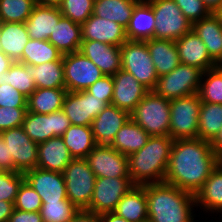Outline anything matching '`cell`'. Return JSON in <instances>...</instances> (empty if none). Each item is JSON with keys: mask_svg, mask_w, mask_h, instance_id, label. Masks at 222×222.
<instances>
[{"mask_svg": "<svg viewBox=\"0 0 222 222\" xmlns=\"http://www.w3.org/2000/svg\"><path fill=\"white\" fill-rule=\"evenodd\" d=\"M220 161L208 141L174 140L164 182L195 195Z\"/></svg>", "mask_w": 222, "mask_h": 222, "instance_id": "obj_1", "label": "cell"}, {"mask_svg": "<svg viewBox=\"0 0 222 222\" xmlns=\"http://www.w3.org/2000/svg\"><path fill=\"white\" fill-rule=\"evenodd\" d=\"M144 189L148 222H196L194 194L166 182L145 184Z\"/></svg>", "mask_w": 222, "mask_h": 222, "instance_id": "obj_2", "label": "cell"}, {"mask_svg": "<svg viewBox=\"0 0 222 222\" xmlns=\"http://www.w3.org/2000/svg\"><path fill=\"white\" fill-rule=\"evenodd\" d=\"M173 142L169 135L150 136L139 151L128 156L129 175L135 185L164 182Z\"/></svg>", "mask_w": 222, "mask_h": 222, "instance_id": "obj_3", "label": "cell"}, {"mask_svg": "<svg viewBox=\"0 0 222 222\" xmlns=\"http://www.w3.org/2000/svg\"><path fill=\"white\" fill-rule=\"evenodd\" d=\"M130 118L150 136L169 135L170 100L149 91L130 113Z\"/></svg>", "mask_w": 222, "mask_h": 222, "instance_id": "obj_4", "label": "cell"}, {"mask_svg": "<svg viewBox=\"0 0 222 222\" xmlns=\"http://www.w3.org/2000/svg\"><path fill=\"white\" fill-rule=\"evenodd\" d=\"M121 69L131 73L144 87L153 91L159 76L145 41L126 40L121 46Z\"/></svg>", "mask_w": 222, "mask_h": 222, "instance_id": "obj_5", "label": "cell"}, {"mask_svg": "<svg viewBox=\"0 0 222 222\" xmlns=\"http://www.w3.org/2000/svg\"><path fill=\"white\" fill-rule=\"evenodd\" d=\"M69 201L79 210L90 206L96 175L91 170L86 158L73 159L62 172Z\"/></svg>", "mask_w": 222, "mask_h": 222, "instance_id": "obj_6", "label": "cell"}, {"mask_svg": "<svg viewBox=\"0 0 222 222\" xmlns=\"http://www.w3.org/2000/svg\"><path fill=\"white\" fill-rule=\"evenodd\" d=\"M200 105L198 93L170 100L169 136L173 140L197 138Z\"/></svg>", "mask_w": 222, "mask_h": 222, "instance_id": "obj_7", "label": "cell"}, {"mask_svg": "<svg viewBox=\"0 0 222 222\" xmlns=\"http://www.w3.org/2000/svg\"><path fill=\"white\" fill-rule=\"evenodd\" d=\"M202 74L201 69L180 63L170 73L159 76L153 91L168 100L198 93Z\"/></svg>", "mask_w": 222, "mask_h": 222, "instance_id": "obj_8", "label": "cell"}, {"mask_svg": "<svg viewBox=\"0 0 222 222\" xmlns=\"http://www.w3.org/2000/svg\"><path fill=\"white\" fill-rule=\"evenodd\" d=\"M154 11V38L176 41L192 30V23L184 16L174 0H147Z\"/></svg>", "mask_w": 222, "mask_h": 222, "instance_id": "obj_9", "label": "cell"}, {"mask_svg": "<svg viewBox=\"0 0 222 222\" xmlns=\"http://www.w3.org/2000/svg\"><path fill=\"white\" fill-rule=\"evenodd\" d=\"M65 88L69 92L86 90L104 77L101 70L79 51L63 55Z\"/></svg>", "mask_w": 222, "mask_h": 222, "instance_id": "obj_10", "label": "cell"}, {"mask_svg": "<svg viewBox=\"0 0 222 222\" xmlns=\"http://www.w3.org/2000/svg\"><path fill=\"white\" fill-rule=\"evenodd\" d=\"M134 186L130 177L96 178L90 206L86 211L96 214L113 212L121 198Z\"/></svg>", "mask_w": 222, "mask_h": 222, "instance_id": "obj_11", "label": "cell"}, {"mask_svg": "<svg viewBox=\"0 0 222 222\" xmlns=\"http://www.w3.org/2000/svg\"><path fill=\"white\" fill-rule=\"evenodd\" d=\"M8 150V158H13L15 172L25 173L37 167L38 144L25 132L22 126L1 132Z\"/></svg>", "mask_w": 222, "mask_h": 222, "instance_id": "obj_12", "label": "cell"}, {"mask_svg": "<svg viewBox=\"0 0 222 222\" xmlns=\"http://www.w3.org/2000/svg\"><path fill=\"white\" fill-rule=\"evenodd\" d=\"M71 125L63 110L49 114L26 112L22 127L24 132L37 144L53 137H62Z\"/></svg>", "mask_w": 222, "mask_h": 222, "instance_id": "obj_13", "label": "cell"}, {"mask_svg": "<svg viewBox=\"0 0 222 222\" xmlns=\"http://www.w3.org/2000/svg\"><path fill=\"white\" fill-rule=\"evenodd\" d=\"M108 104L92 96L86 90L67 92L62 110L70 120L71 125L91 126L93 119L99 115Z\"/></svg>", "mask_w": 222, "mask_h": 222, "instance_id": "obj_14", "label": "cell"}, {"mask_svg": "<svg viewBox=\"0 0 222 222\" xmlns=\"http://www.w3.org/2000/svg\"><path fill=\"white\" fill-rule=\"evenodd\" d=\"M86 159L96 178L130 177L128 157L110 145H96Z\"/></svg>", "mask_w": 222, "mask_h": 222, "instance_id": "obj_15", "label": "cell"}, {"mask_svg": "<svg viewBox=\"0 0 222 222\" xmlns=\"http://www.w3.org/2000/svg\"><path fill=\"white\" fill-rule=\"evenodd\" d=\"M25 181L39 194L42 202H58L67 198L63 174L34 168L24 173Z\"/></svg>", "mask_w": 222, "mask_h": 222, "instance_id": "obj_16", "label": "cell"}, {"mask_svg": "<svg viewBox=\"0 0 222 222\" xmlns=\"http://www.w3.org/2000/svg\"><path fill=\"white\" fill-rule=\"evenodd\" d=\"M114 92L111 101L117 108L131 113L149 90L123 69L113 76Z\"/></svg>", "mask_w": 222, "mask_h": 222, "instance_id": "obj_17", "label": "cell"}, {"mask_svg": "<svg viewBox=\"0 0 222 222\" xmlns=\"http://www.w3.org/2000/svg\"><path fill=\"white\" fill-rule=\"evenodd\" d=\"M82 41H99L121 46L127 39L126 28L111 20L91 15L81 24Z\"/></svg>", "mask_w": 222, "mask_h": 222, "instance_id": "obj_18", "label": "cell"}, {"mask_svg": "<svg viewBox=\"0 0 222 222\" xmlns=\"http://www.w3.org/2000/svg\"><path fill=\"white\" fill-rule=\"evenodd\" d=\"M130 119V113L109 104L97 115L92 123L91 130L96 145H110L116 133Z\"/></svg>", "mask_w": 222, "mask_h": 222, "instance_id": "obj_19", "label": "cell"}, {"mask_svg": "<svg viewBox=\"0 0 222 222\" xmlns=\"http://www.w3.org/2000/svg\"><path fill=\"white\" fill-rule=\"evenodd\" d=\"M79 52L91 60L104 76H113L121 70L120 46L99 41H82Z\"/></svg>", "mask_w": 222, "mask_h": 222, "instance_id": "obj_20", "label": "cell"}, {"mask_svg": "<svg viewBox=\"0 0 222 222\" xmlns=\"http://www.w3.org/2000/svg\"><path fill=\"white\" fill-rule=\"evenodd\" d=\"M181 64L197 67L203 72L216 67L205 44L191 30L175 41Z\"/></svg>", "mask_w": 222, "mask_h": 222, "instance_id": "obj_21", "label": "cell"}, {"mask_svg": "<svg viewBox=\"0 0 222 222\" xmlns=\"http://www.w3.org/2000/svg\"><path fill=\"white\" fill-rule=\"evenodd\" d=\"M196 209L210 214L222 211V160L211 171L202 187L195 193Z\"/></svg>", "mask_w": 222, "mask_h": 222, "instance_id": "obj_22", "label": "cell"}, {"mask_svg": "<svg viewBox=\"0 0 222 222\" xmlns=\"http://www.w3.org/2000/svg\"><path fill=\"white\" fill-rule=\"evenodd\" d=\"M72 160L62 137H53L38 144L37 168L62 173Z\"/></svg>", "mask_w": 222, "mask_h": 222, "instance_id": "obj_23", "label": "cell"}, {"mask_svg": "<svg viewBox=\"0 0 222 222\" xmlns=\"http://www.w3.org/2000/svg\"><path fill=\"white\" fill-rule=\"evenodd\" d=\"M62 14L59 7L36 5L24 23L30 39L48 40Z\"/></svg>", "mask_w": 222, "mask_h": 222, "instance_id": "obj_24", "label": "cell"}, {"mask_svg": "<svg viewBox=\"0 0 222 222\" xmlns=\"http://www.w3.org/2000/svg\"><path fill=\"white\" fill-rule=\"evenodd\" d=\"M155 23L151 4L147 0H140L135 5L126 27L127 39L145 41L154 38Z\"/></svg>", "mask_w": 222, "mask_h": 222, "instance_id": "obj_25", "label": "cell"}, {"mask_svg": "<svg viewBox=\"0 0 222 222\" xmlns=\"http://www.w3.org/2000/svg\"><path fill=\"white\" fill-rule=\"evenodd\" d=\"M192 31L202 40L210 57L216 61L222 53V20L211 13L192 24Z\"/></svg>", "mask_w": 222, "mask_h": 222, "instance_id": "obj_26", "label": "cell"}, {"mask_svg": "<svg viewBox=\"0 0 222 222\" xmlns=\"http://www.w3.org/2000/svg\"><path fill=\"white\" fill-rule=\"evenodd\" d=\"M29 39L24 23L1 22L0 50L14 62H18L21 59Z\"/></svg>", "mask_w": 222, "mask_h": 222, "instance_id": "obj_27", "label": "cell"}, {"mask_svg": "<svg viewBox=\"0 0 222 222\" xmlns=\"http://www.w3.org/2000/svg\"><path fill=\"white\" fill-rule=\"evenodd\" d=\"M113 212L129 222H148L144 185L132 187L121 198Z\"/></svg>", "mask_w": 222, "mask_h": 222, "instance_id": "obj_28", "label": "cell"}, {"mask_svg": "<svg viewBox=\"0 0 222 222\" xmlns=\"http://www.w3.org/2000/svg\"><path fill=\"white\" fill-rule=\"evenodd\" d=\"M146 44L158 76L170 73L180 64L175 41L152 38Z\"/></svg>", "mask_w": 222, "mask_h": 222, "instance_id": "obj_29", "label": "cell"}, {"mask_svg": "<svg viewBox=\"0 0 222 222\" xmlns=\"http://www.w3.org/2000/svg\"><path fill=\"white\" fill-rule=\"evenodd\" d=\"M62 55L78 52L82 43L81 24L61 17L48 38Z\"/></svg>", "mask_w": 222, "mask_h": 222, "instance_id": "obj_30", "label": "cell"}, {"mask_svg": "<svg viewBox=\"0 0 222 222\" xmlns=\"http://www.w3.org/2000/svg\"><path fill=\"white\" fill-rule=\"evenodd\" d=\"M149 138L150 135L130 118L116 133L110 146L128 157L139 151Z\"/></svg>", "mask_w": 222, "mask_h": 222, "instance_id": "obj_31", "label": "cell"}, {"mask_svg": "<svg viewBox=\"0 0 222 222\" xmlns=\"http://www.w3.org/2000/svg\"><path fill=\"white\" fill-rule=\"evenodd\" d=\"M66 88H36L28 97L27 111L49 114L62 109Z\"/></svg>", "mask_w": 222, "mask_h": 222, "instance_id": "obj_32", "label": "cell"}, {"mask_svg": "<svg viewBox=\"0 0 222 222\" xmlns=\"http://www.w3.org/2000/svg\"><path fill=\"white\" fill-rule=\"evenodd\" d=\"M140 0H96L93 15L111 20L126 28L135 5Z\"/></svg>", "mask_w": 222, "mask_h": 222, "instance_id": "obj_33", "label": "cell"}, {"mask_svg": "<svg viewBox=\"0 0 222 222\" xmlns=\"http://www.w3.org/2000/svg\"><path fill=\"white\" fill-rule=\"evenodd\" d=\"M62 138L73 159L86 158L96 146L91 126L70 125Z\"/></svg>", "mask_w": 222, "mask_h": 222, "instance_id": "obj_34", "label": "cell"}, {"mask_svg": "<svg viewBox=\"0 0 222 222\" xmlns=\"http://www.w3.org/2000/svg\"><path fill=\"white\" fill-rule=\"evenodd\" d=\"M222 127V104L201 102L198 120V135L204 141L212 142Z\"/></svg>", "mask_w": 222, "mask_h": 222, "instance_id": "obj_35", "label": "cell"}, {"mask_svg": "<svg viewBox=\"0 0 222 222\" xmlns=\"http://www.w3.org/2000/svg\"><path fill=\"white\" fill-rule=\"evenodd\" d=\"M52 61H63V55L55 46L48 40L29 39L18 62L37 66Z\"/></svg>", "mask_w": 222, "mask_h": 222, "instance_id": "obj_36", "label": "cell"}, {"mask_svg": "<svg viewBox=\"0 0 222 222\" xmlns=\"http://www.w3.org/2000/svg\"><path fill=\"white\" fill-rule=\"evenodd\" d=\"M31 76L36 88H65L63 61L31 65Z\"/></svg>", "mask_w": 222, "mask_h": 222, "instance_id": "obj_37", "label": "cell"}, {"mask_svg": "<svg viewBox=\"0 0 222 222\" xmlns=\"http://www.w3.org/2000/svg\"><path fill=\"white\" fill-rule=\"evenodd\" d=\"M10 84L27 98L35 91L36 85L31 76V65L14 62L8 71L2 73L0 85Z\"/></svg>", "mask_w": 222, "mask_h": 222, "instance_id": "obj_38", "label": "cell"}, {"mask_svg": "<svg viewBox=\"0 0 222 222\" xmlns=\"http://www.w3.org/2000/svg\"><path fill=\"white\" fill-rule=\"evenodd\" d=\"M198 95L201 102L222 104V69L215 67L204 71Z\"/></svg>", "mask_w": 222, "mask_h": 222, "instance_id": "obj_39", "label": "cell"}, {"mask_svg": "<svg viewBox=\"0 0 222 222\" xmlns=\"http://www.w3.org/2000/svg\"><path fill=\"white\" fill-rule=\"evenodd\" d=\"M36 5V0H0V21L25 23Z\"/></svg>", "mask_w": 222, "mask_h": 222, "instance_id": "obj_40", "label": "cell"}, {"mask_svg": "<svg viewBox=\"0 0 222 222\" xmlns=\"http://www.w3.org/2000/svg\"><path fill=\"white\" fill-rule=\"evenodd\" d=\"M43 222H69L79 209L69 199L58 202H42Z\"/></svg>", "mask_w": 222, "mask_h": 222, "instance_id": "obj_41", "label": "cell"}, {"mask_svg": "<svg viewBox=\"0 0 222 222\" xmlns=\"http://www.w3.org/2000/svg\"><path fill=\"white\" fill-rule=\"evenodd\" d=\"M94 0H63L59 10L63 17L83 24L93 13Z\"/></svg>", "mask_w": 222, "mask_h": 222, "instance_id": "obj_42", "label": "cell"}, {"mask_svg": "<svg viewBox=\"0 0 222 222\" xmlns=\"http://www.w3.org/2000/svg\"><path fill=\"white\" fill-rule=\"evenodd\" d=\"M25 181L20 172L3 171L0 173V200L15 203L17 192Z\"/></svg>", "mask_w": 222, "mask_h": 222, "instance_id": "obj_43", "label": "cell"}, {"mask_svg": "<svg viewBox=\"0 0 222 222\" xmlns=\"http://www.w3.org/2000/svg\"><path fill=\"white\" fill-rule=\"evenodd\" d=\"M42 204L39 194L24 181L17 192L14 203L15 209L28 212H39Z\"/></svg>", "mask_w": 222, "mask_h": 222, "instance_id": "obj_44", "label": "cell"}, {"mask_svg": "<svg viewBox=\"0 0 222 222\" xmlns=\"http://www.w3.org/2000/svg\"><path fill=\"white\" fill-rule=\"evenodd\" d=\"M184 16L193 24L208 17L211 12L202 0H174Z\"/></svg>", "mask_w": 222, "mask_h": 222, "instance_id": "obj_45", "label": "cell"}, {"mask_svg": "<svg viewBox=\"0 0 222 222\" xmlns=\"http://www.w3.org/2000/svg\"><path fill=\"white\" fill-rule=\"evenodd\" d=\"M28 98L10 84L0 85V107L27 108Z\"/></svg>", "mask_w": 222, "mask_h": 222, "instance_id": "obj_46", "label": "cell"}, {"mask_svg": "<svg viewBox=\"0 0 222 222\" xmlns=\"http://www.w3.org/2000/svg\"><path fill=\"white\" fill-rule=\"evenodd\" d=\"M27 108L0 107V133L23 124Z\"/></svg>", "mask_w": 222, "mask_h": 222, "instance_id": "obj_47", "label": "cell"}, {"mask_svg": "<svg viewBox=\"0 0 222 222\" xmlns=\"http://www.w3.org/2000/svg\"><path fill=\"white\" fill-rule=\"evenodd\" d=\"M86 91L92 96L105 101L108 105L111 104L114 92V82L112 76H104L89 86Z\"/></svg>", "mask_w": 222, "mask_h": 222, "instance_id": "obj_48", "label": "cell"}, {"mask_svg": "<svg viewBox=\"0 0 222 222\" xmlns=\"http://www.w3.org/2000/svg\"><path fill=\"white\" fill-rule=\"evenodd\" d=\"M9 222H43L41 213L39 212H28L19 209H14L13 213L9 217Z\"/></svg>", "mask_w": 222, "mask_h": 222, "instance_id": "obj_49", "label": "cell"}, {"mask_svg": "<svg viewBox=\"0 0 222 222\" xmlns=\"http://www.w3.org/2000/svg\"><path fill=\"white\" fill-rule=\"evenodd\" d=\"M0 168L3 171L15 172L13 158H8L7 145L2 138H0Z\"/></svg>", "mask_w": 222, "mask_h": 222, "instance_id": "obj_50", "label": "cell"}, {"mask_svg": "<svg viewBox=\"0 0 222 222\" xmlns=\"http://www.w3.org/2000/svg\"><path fill=\"white\" fill-rule=\"evenodd\" d=\"M69 222H102L101 215L86 210H79Z\"/></svg>", "mask_w": 222, "mask_h": 222, "instance_id": "obj_51", "label": "cell"}, {"mask_svg": "<svg viewBox=\"0 0 222 222\" xmlns=\"http://www.w3.org/2000/svg\"><path fill=\"white\" fill-rule=\"evenodd\" d=\"M14 209V203L0 200V222H7Z\"/></svg>", "mask_w": 222, "mask_h": 222, "instance_id": "obj_52", "label": "cell"}, {"mask_svg": "<svg viewBox=\"0 0 222 222\" xmlns=\"http://www.w3.org/2000/svg\"><path fill=\"white\" fill-rule=\"evenodd\" d=\"M211 147L215 154L222 160V127L218 135L211 142Z\"/></svg>", "mask_w": 222, "mask_h": 222, "instance_id": "obj_53", "label": "cell"}, {"mask_svg": "<svg viewBox=\"0 0 222 222\" xmlns=\"http://www.w3.org/2000/svg\"><path fill=\"white\" fill-rule=\"evenodd\" d=\"M14 61L0 50V77L9 70Z\"/></svg>", "mask_w": 222, "mask_h": 222, "instance_id": "obj_54", "label": "cell"}, {"mask_svg": "<svg viewBox=\"0 0 222 222\" xmlns=\"http://www.w3.org/2000/svg\"><path fill=\"white\" fill-rule=\"evenodd\" d=\"M100 215L102 222H129L126 219L116 215L114 212H106Z\"/></svg>", "mask_w": 222, "mask_h": 222, "instance_id": "obj_55", "label": "cell"}, {"mask_svg": "<svg viewBox=\"0 0 222 222\" xmlns=\"http://www.w3.org/2000/svg\"><path fill=\"white\" fill-rule=\"evenodd\" d=\"M211 13H217L222 7V0H202Z\"/></svg>", "mask_w": 222, "mask_h": 222, "instance_id": "obj_56", "label": "cell"}, {"mask_svg": "<svg viewBox=\"0 0 222 222\" xmlns=\"http://www.w3.org/2000/svg\"><path fill=\"white\" fill-rule=\"evenodd\" d=\"M63 0H36L38 5L49 6V7H59Z\"/></svg>", "mask_w": 222, "mask_h": 222, "instance_id": "obj_57", "label": "cell"}, {"mask_svg": "<svg viewBox=\"0 0 222 222\" xmlns=\"http://www.w3.org/2000/svg\"><path fill=\"white\" fill-rule=\"evenodd\" d=\"M215 62H216V67L222 69V53L221 56Z\"/></svg>", "mask_w": 222, "mask_h": 222, "instance_id": "obj_58", "label": "cell"}, {"mask_svg": "<svg viewBox=\"0 0 222 222\" xmlns=\"http://www.w3.org/2000/svg\"><path fill=\"white\" fill-rule=\"evenodd\" d=\"M217 14L220 16L221 20H222V7L220 8V10L217 12Z\"/></svg>", "mask_w": 222, "mask_h": 222, "instance_id": "obj_59", "label": "cell"}]
</instances>
